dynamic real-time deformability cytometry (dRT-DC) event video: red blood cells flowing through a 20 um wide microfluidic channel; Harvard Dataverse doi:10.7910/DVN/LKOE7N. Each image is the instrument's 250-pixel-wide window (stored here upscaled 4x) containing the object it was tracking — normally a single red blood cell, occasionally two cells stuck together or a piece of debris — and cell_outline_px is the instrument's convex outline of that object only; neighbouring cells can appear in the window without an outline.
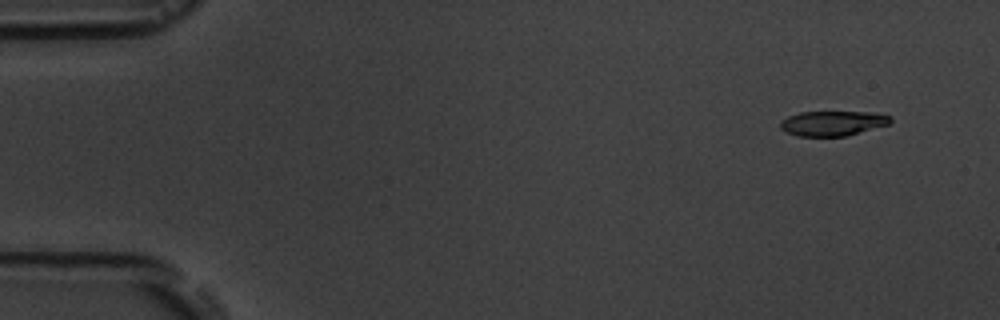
{"species": "common noctule bat (a hibernating species)", "species_latin": "Nyctalus noctula", "temperature_condition": "room temperature", "stored_images_in_passage": 5, "camera_frame_rate_fps": 3000, "um_per_image_px": 0.085, "animal": {"sex": "male", "body_mass_g": 19.5, "forearm_length_mm": 54.6}, "frame": {"image": 1, "passage_image": 2, "time_ms": 1.333, "image_size_px": [1000, 320], "cell_outline_px": [[892, 120], [888, 124], [844, 136], [796, 136], [780, 128], [780, 120], [788, 116], [800, 112], [868, 112], [892, 116]], "centroid_in_image_um": [70.73, 10.47], "position_along_channel_um": 14.3, "area_um2": 15.78}}